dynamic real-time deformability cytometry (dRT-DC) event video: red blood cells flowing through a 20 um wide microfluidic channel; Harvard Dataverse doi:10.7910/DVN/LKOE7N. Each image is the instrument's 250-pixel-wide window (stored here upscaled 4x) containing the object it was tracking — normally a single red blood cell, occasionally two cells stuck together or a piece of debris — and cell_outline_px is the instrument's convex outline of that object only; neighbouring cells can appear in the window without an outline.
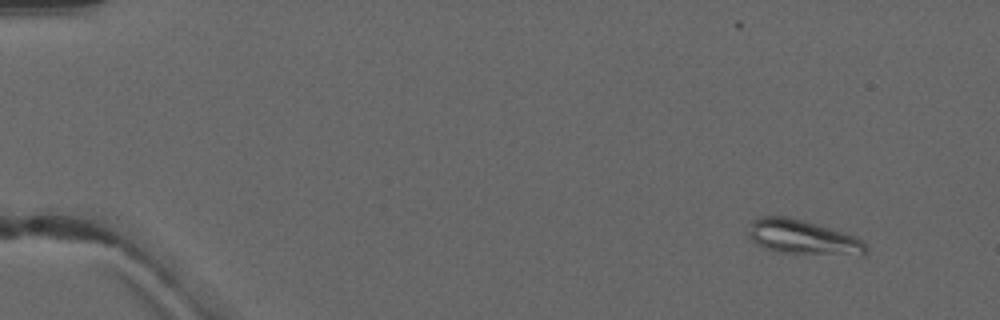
{"species": "common noctule bat (a hibernating species)", "species_latin": "Nyctalus noctula", "temperature_condition": "warm", "stored_images_in_passage": 5, "camera_frame_rate_fps": 3000, "um_per_image_px": 0.085, "animal": {"sex": "male", "forearm_length_mm": 52.5}, "frame": {"image": 1, "passage_image": 2, "time_ms": 1.0, "image_size_px": [1000, 320], "cell_outline_px": [[868, 252], [864, 256], [860, 256], [776, 252], [764, 248], [756, 244], [748, 236], [748, 232], [752, 220], [756, 216], [788, 216], [804, 220], [844, 232], [856, 236], [868, 248]], "centroid_in_image_um": [68.25, 20.17], "position_along_channel_um": 16.8, "area_um2": 24.1}}